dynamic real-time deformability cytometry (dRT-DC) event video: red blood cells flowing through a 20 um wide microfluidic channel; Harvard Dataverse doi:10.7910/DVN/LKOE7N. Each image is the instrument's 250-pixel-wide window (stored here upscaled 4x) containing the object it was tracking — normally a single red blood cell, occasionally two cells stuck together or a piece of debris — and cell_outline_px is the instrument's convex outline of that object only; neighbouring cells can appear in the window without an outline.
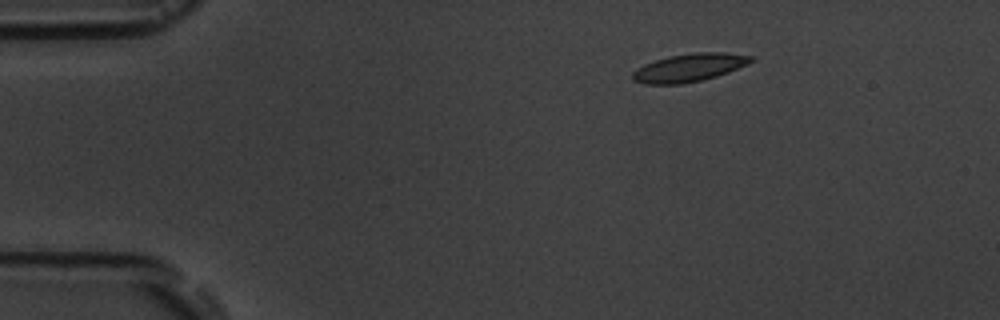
{"species": "common noctule bat (a hibernating species)", "species_latin": "Nyctalus noctula", "temperature_condition": "room temperature", "stored_images_in_passage": 3, "camera_frame_rate_fps": 3000, "um_per_image_px": 0.085, "animal": {"sex": "male", "body_mass_g": 19.5, "forearm_length_mm": 54.6}, "frame": {"image": 1, "passage_image": 3, "time_ms": 2.333, "image_size_px": [1000, 320], "cell_outline_px": [[756, 60], [748, 64], [728, 72], [716, 76], [700, 80], [680, 84], [644, 84], [632, 80], [632, 72], [636, 68], [644, 64], [668, 56], [696, 52], [724, 52], [752, 56]], "centroid_in_image_um": [58.57, 5.74], "position_along_channel_um": 26.4, "area_um2": 19.36}}